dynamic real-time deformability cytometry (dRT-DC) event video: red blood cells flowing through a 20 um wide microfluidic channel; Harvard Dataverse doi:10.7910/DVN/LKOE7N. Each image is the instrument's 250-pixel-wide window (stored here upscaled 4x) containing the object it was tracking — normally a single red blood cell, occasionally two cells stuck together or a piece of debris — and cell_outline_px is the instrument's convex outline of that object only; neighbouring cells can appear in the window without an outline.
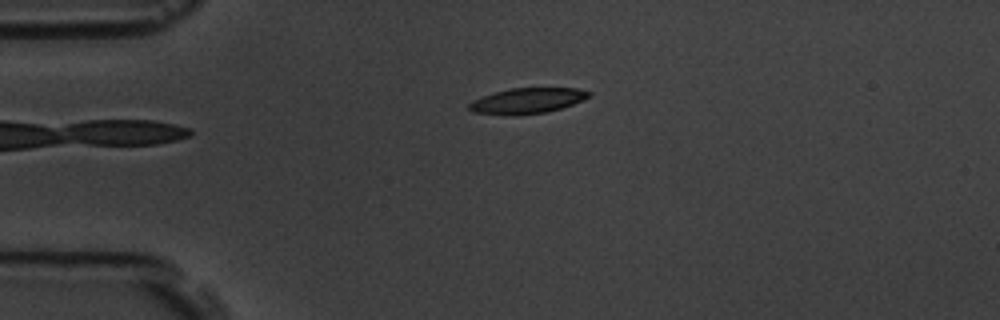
{"species": "common noctule bat (a hibernating species)", "species_latin": "Nyctalus noctula", "temperature_condition": "room temperature", "stored_images_in_passage": 6, "camera_frame_rate_fps": 3000, "um_per_image_px": 0.085, "animal": {"sex": "male", "body_mass_g": 19.5, "forearm_length_mm": 54.6}, "frame": {"image": 1, "passage_image": 6, "time_ms": 5.667, "image_size_px": [1000, 320], "cell_outline_px": [[592, 96], [572, 104], [548, 112], [516, 116], [512, 116], [472, 112], [468, 108], [468, 104], [472, 100], [496, 92], [512, 88], [576, 88], [592, 92]], "centroid_in_image_um": [44.82, 8.58], "position_along_channel_um": 40.2, "area_um2": 17.92}}